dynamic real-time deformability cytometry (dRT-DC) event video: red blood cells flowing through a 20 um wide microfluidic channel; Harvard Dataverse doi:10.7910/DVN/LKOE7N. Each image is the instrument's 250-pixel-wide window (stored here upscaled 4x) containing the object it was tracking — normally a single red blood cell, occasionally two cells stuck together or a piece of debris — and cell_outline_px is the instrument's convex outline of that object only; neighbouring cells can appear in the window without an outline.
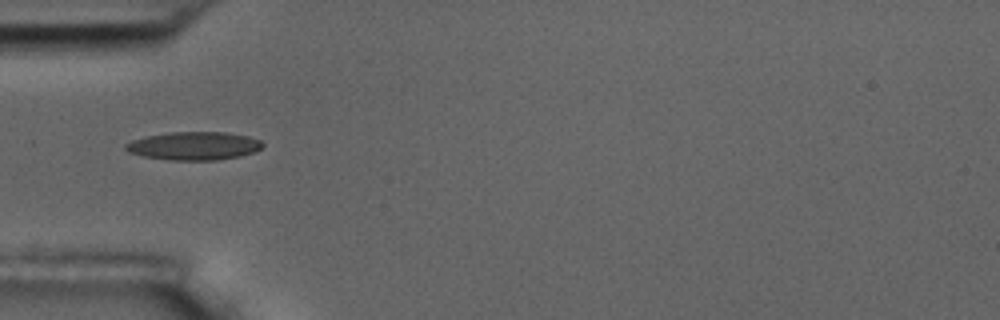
{"species": "common noctule bat (a hibernating species)", "species_latin": "Nyctalus noctula", "temperature_condition": "room temperature", "stored_images_in_passage": 7, "camera_frame_rate_fps": 3000, "um_per_image_px": 0.085, "animal": {"sex": "male", "body_mass_g": 17.5, "forearm_length_mm": 52.3}, "frame": {"image": 1, "passage_image": 6, "time_ms": 5.667, "image_size_px": [1000, 320], "cell_outline_px": [[264, 144], [260, 148], [252, 152], [240, 156], [216, 160], [168, 160], [144, 156], [128, 152], [124, 148], [124, 144], [132, 140], [148, 136], [168, 132], [224, 132], [248, 136], [260, 140]], "centroid_in_image_um": [16.46, 12.4], "position_along_channel_um": 68.5, "area_um2": 22.43}}